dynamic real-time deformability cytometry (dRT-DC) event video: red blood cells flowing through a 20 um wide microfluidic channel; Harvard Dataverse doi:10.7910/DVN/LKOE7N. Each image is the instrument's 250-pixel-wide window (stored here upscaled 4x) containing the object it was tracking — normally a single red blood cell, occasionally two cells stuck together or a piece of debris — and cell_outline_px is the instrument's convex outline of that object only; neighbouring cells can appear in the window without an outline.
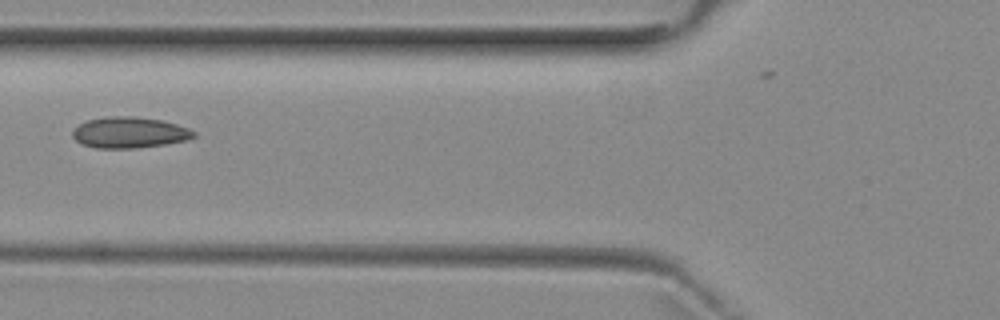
{"species": "common noctule bat (a hibernating species)", "species_latin": "Nyctalus noctula", "temperature_condition": "room temperature", "stored_images_in_passage": 4, "camera_frame_rate_fps": 3000, "um_per_image_px": 0.085, "animal": {"sex": "female", "body_mass_g": 29.2, "forearm_length_mm": 56.3}, "frame": {"image": 1, "passage_image": 4, "time_ms": 3.333, "image_size_px": [1000, 320], "cell_outline_px": [[196, 136], [188, 140], [164, 144], [136, 148], [96, 148], [80, 144], [72, 136], [72, 128], [88, 120], [112, 116], [132, 116], [164, 120], [188, 128], [196, 132]], "centroid_in_image_um": [11.0, 11.26], "position_along_channel_um": 114.8, "area_um2": 22.02}}